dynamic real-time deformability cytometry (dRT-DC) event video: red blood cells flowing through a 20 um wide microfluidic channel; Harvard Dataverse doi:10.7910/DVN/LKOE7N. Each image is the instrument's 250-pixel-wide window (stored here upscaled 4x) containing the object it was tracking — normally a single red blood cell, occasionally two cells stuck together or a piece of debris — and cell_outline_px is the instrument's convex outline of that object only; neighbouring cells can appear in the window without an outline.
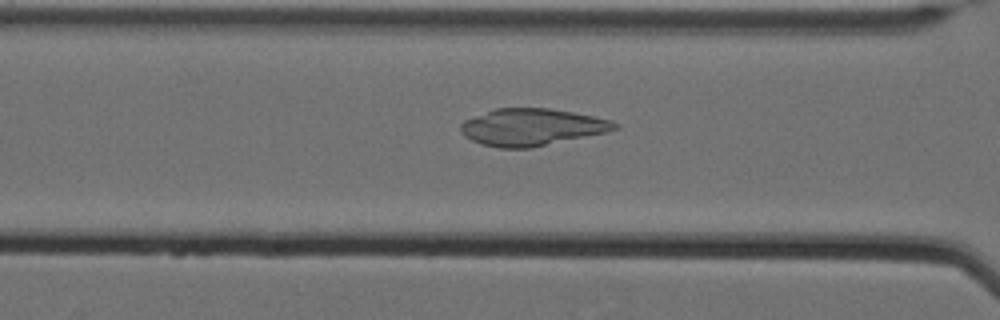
{"species": "Egyptian fruit bat (a non-hibernating species)", "species_latin": "Rousettus aegyptiacus", "temperature_condition": "cold", "stored_images_in_passage": 48, "camera_frame_rate_fps": 3000, "um_per_image_px": 0.085, "animal": {"sex": "female"}, "frame": {"image": 1, "passage_image": 16, "time_ms": 5.0, "image_size_px": [1000, 320], "cell_outline_px": [[620, 128], [604, 132], [532, 148], [500, 148], [480, 144], [464, 136], [460, 132], [460, 124], [464, 120], [496, 108], [548, 108], [572, 112], [612, 120], [620, 124]], "centroid_in_image_um": [45.18, 10.81], "position_along_channel_um": 121.4, "area_um2": 33.12}}
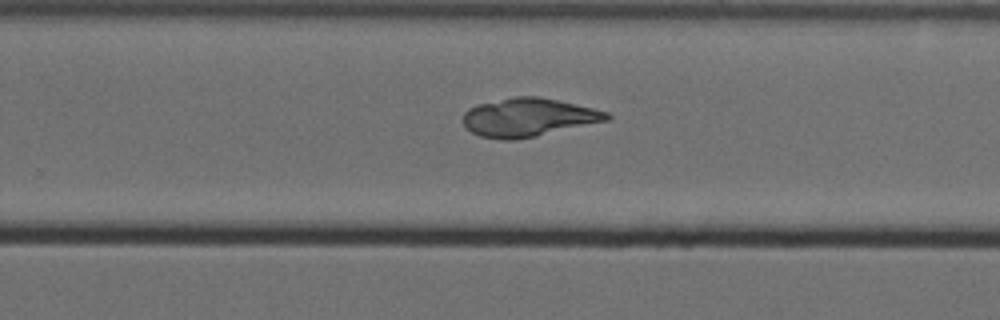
{"frame": {"image": 2, "passage_image": 30, "time_ms": 9.667, "image_size_px": [1000, 320], "cell_outline_px": [[612, 116], [608, 120], [536, 136], [516, 140], [504, 140], [480, 136], [472, 132], [464, 124], [464, 112], [468, 108], [480, 104], [512, 96], [536, 96], [556, 100], [592, 108], [608, 112]], "centroid_in_image_um": [44.9, 9.98], "position_along_channel_um": 284.9, "area_um2": 31.79}}
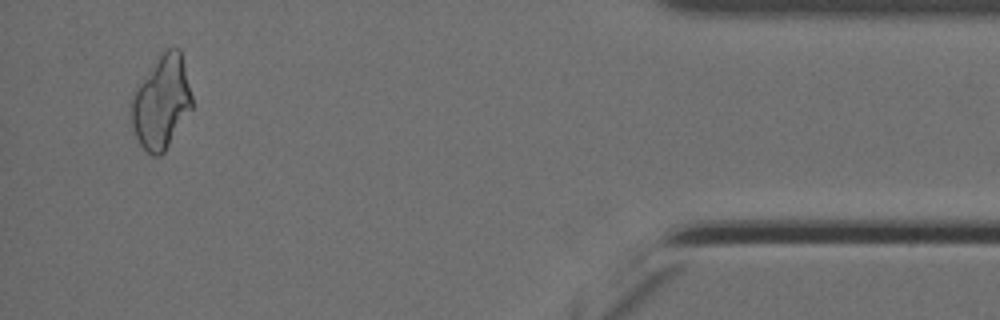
{"frame": {"image": 3, "passage_image": 46, "time_ms": 15.0, "image_size_px": [1000, 320], "cell_outline_px": [[192, 108], [164, 152], [160, 156], [152, 156], [136, 140], [128, 116], [128, 100], [156, 56], [168, 48], [180, 48], [192, 96]], "centroid_in_image_um": [13.65, 8.69], "position_along_channel_um": 421.6, "area_um2": 33.58}}